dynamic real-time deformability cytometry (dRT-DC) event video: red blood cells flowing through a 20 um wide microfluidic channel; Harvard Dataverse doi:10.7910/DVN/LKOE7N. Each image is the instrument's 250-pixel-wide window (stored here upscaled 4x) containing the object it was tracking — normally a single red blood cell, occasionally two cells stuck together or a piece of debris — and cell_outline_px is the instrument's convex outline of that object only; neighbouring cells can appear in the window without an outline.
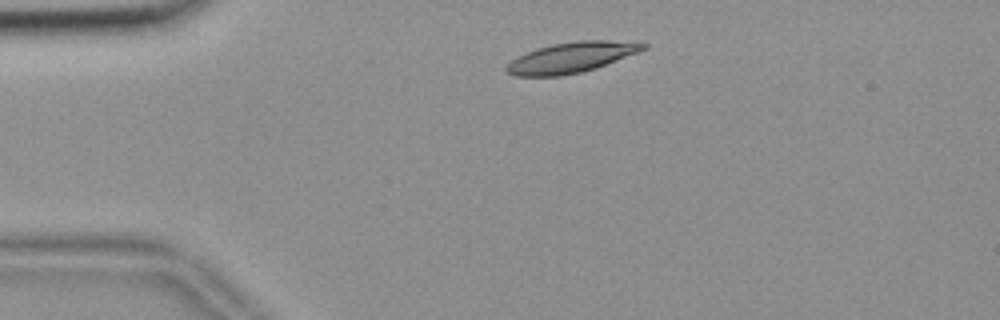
{"species": "common noctule bat (a hibernating species)", "species_latin": "Nyctalus noctula", "temperature_condition": "room temperature", "stored_images_in_passage": 45, "camera_frame_rate_fps": 3000, "um_per_image_px": 0.085, "animal": {"sex": "female", "body_mass_g": 18.4}, "frame": {"image": 1, "passage_image": 1, "time_ms": 0.0, "image_size_px": [1000, 320], "cell_outline_px": [[648, 48], [596, 68], [580, 72], [560, 76], [516, 76], [504, 72], [504, 68], [512, 60], [536, 48], [552, 44], [576, 40], [640, 40], [648, 44]], "centroid_in_image_um": [48.63, 4.86], "position_along_channel_um": 36.4, "area_um2": 24.57}}
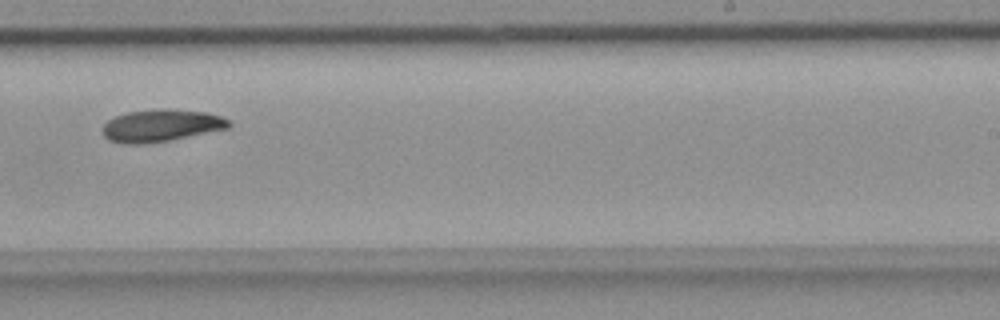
{"frame": {"image": 2, "passage_image": 24, "time_ms": 7.667, "image_size_px": [1000, 320], "cell_outline_px": [[232, 124], [228, 128], [168, 140], [144, 144], [124, 144], [108, 140], [104, 136], [104, 124], [108, 120], [116, 116], [128, 112], [168, 108], [204, 112], [220, 116], [232, 120]], "centroid_in_image_um": [13.71, 10.67], "position_along_channel_um": 275.3, "area_um2": 23.52}}
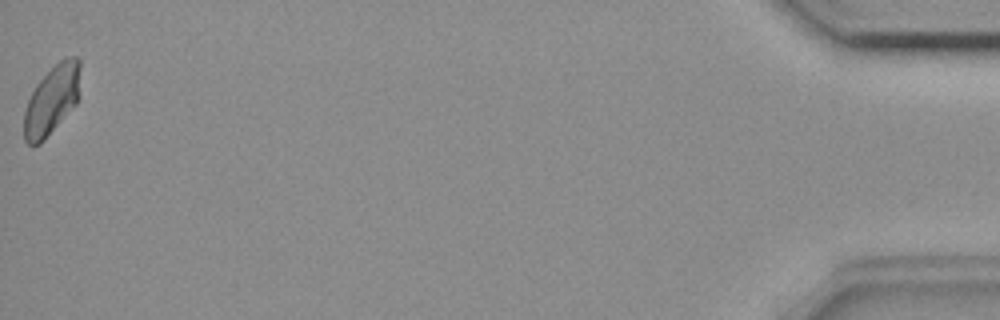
{"frame": {"image": 3, "passage_image": 45, "time_ms": 14.667, "image_size_px": [1000, 320], "cell_outline_px": [[80, 96], [76, 104], [44, 140], [40, 144], [28, 144], [24, 140], [24, 112], [28, 100], [36, 84], [60, 60], [68, 56], [76, 56], [80, 60]], "centroid_in_image_um": [4.43, 8.48], "position_along_channel_um": 430.8, "area_um2": 22.66}, "authors_computed_cell_mechanics": {"area_um2": 23.2356, "velocity_mm_per_s": 3.6059, "shape_relaxation_time_tau1_ms": 6.3335, "shape_relaxation_time_tau2_ms": null, "deformation_change_tau1": 0.129, "deformation_change_tau2": null}}